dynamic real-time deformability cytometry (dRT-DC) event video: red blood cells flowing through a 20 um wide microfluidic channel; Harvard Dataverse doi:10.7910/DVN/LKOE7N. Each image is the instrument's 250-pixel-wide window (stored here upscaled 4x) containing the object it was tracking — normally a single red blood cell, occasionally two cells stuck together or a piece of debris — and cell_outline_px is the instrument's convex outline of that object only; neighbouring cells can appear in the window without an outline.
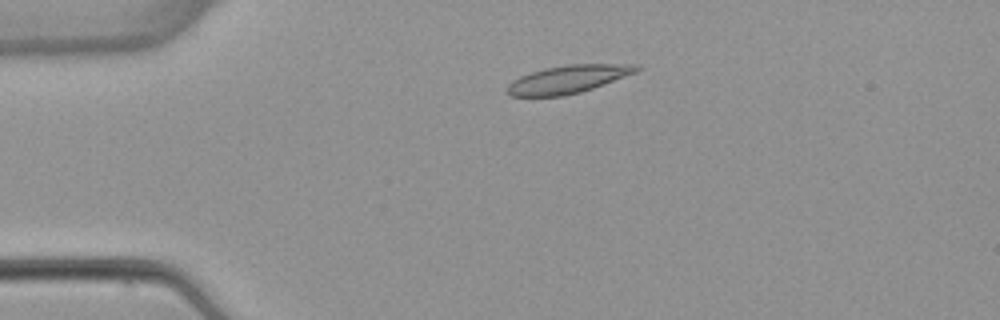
{"species": "common noctule bat (a hibernating species)", "species_latin": "Nyctalus noctula", "temperature_condition": "warm", "stored_images_in_passage": 4, "camera_frame_rate_fps": 3000, "um_per_image_px": 0.085, "animal": {"sex": "female", "body_mass_g": 22.7, "forearm_length_mm": 54.2}, "frame": {"image": 1, "passage_image": 3, "time_ms": 2.333, "image_size_px": [1000, 320], "cell_outline_px": [[644, 68], [636, 72], [604, 84], [580, 92], [564, 96], [508, 96], [508, 84], [512, 80], [520, 76], [544, 68], [568, 64], [636, 64]], "centroid_in_image_um": [48.3, 6.73], "position_along_channel_um": 36.7, "area_um2": 20.98}}